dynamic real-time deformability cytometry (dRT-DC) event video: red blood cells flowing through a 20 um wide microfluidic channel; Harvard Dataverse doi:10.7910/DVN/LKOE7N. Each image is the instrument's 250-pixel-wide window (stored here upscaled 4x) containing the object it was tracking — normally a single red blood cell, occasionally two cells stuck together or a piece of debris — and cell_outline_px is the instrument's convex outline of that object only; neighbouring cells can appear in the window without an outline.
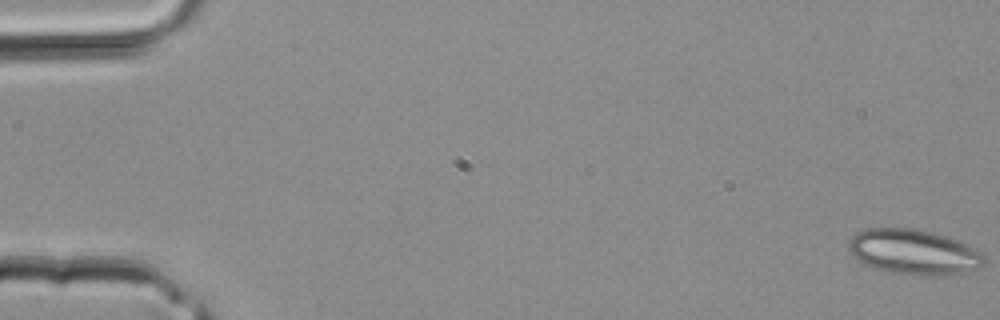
{"species": "common noctule bat (a hibernating species)", "species_latin": "Nyctalus noctula", "temperature_condition": "room temperature", "stored_images_in_passage": 3, "camera_frame_rate_fps": 3000, "um_per_image_px": 0.085, "animal": {"sex": "male", "body_mass_g": 20.4}, "frame": {"image": 1, "passage_image": 1, "time_ms": 0.0, "image_size_px": [1000, 320], "cell_outline_px": [[984, 264], [976, 268], [948, 276], [916, 276], [892, 272], [876, 268], [864, 264], [848, 252], [848, 240], [856, 232], [868, 228], [912, 228], [932, 232], [948, 236], [968, 244], [976, 248], [984, 256]], "centroid_in_image_um": [77.66, 21.42], "position_along_channel_um": 7.3, "area_um2": 36.01}}